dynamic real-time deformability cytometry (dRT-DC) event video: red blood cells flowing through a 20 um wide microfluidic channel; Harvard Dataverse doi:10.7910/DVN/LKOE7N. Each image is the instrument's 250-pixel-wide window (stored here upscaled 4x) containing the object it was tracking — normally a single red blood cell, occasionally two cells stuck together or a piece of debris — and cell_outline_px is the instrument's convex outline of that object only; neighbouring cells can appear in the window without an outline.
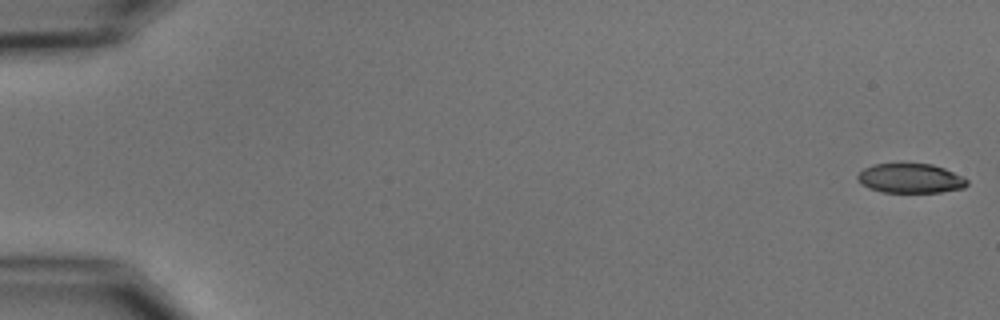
{"species": "common noctule bat (a hibernating species)", "species_latin": "Nyctalus noctula", "temperature_condition": "cold", "stored_images_in_passage": 55, "camera_frame_rate_fps": 3000, "um_per_image_px": 0.085, "animal": {"sex": "male", "body_mass_g": 15.6}, "frame": {"image": 1, "passage_image": 1, "time_ms": 0.0, "image_size_px": [1000, 320], "cell_outline_px": [[968, 184], [964, 188], [940, 192], [884, 192], [868, 188], [856, 176], [864, 168], [872, 164], [932, 164], [944, 168], [964, 176], [968, 180]], "centroid_in_image_um": [77.43, 15.16], "position_along_channel_um": 7.6, "area_um2": 18.73}}
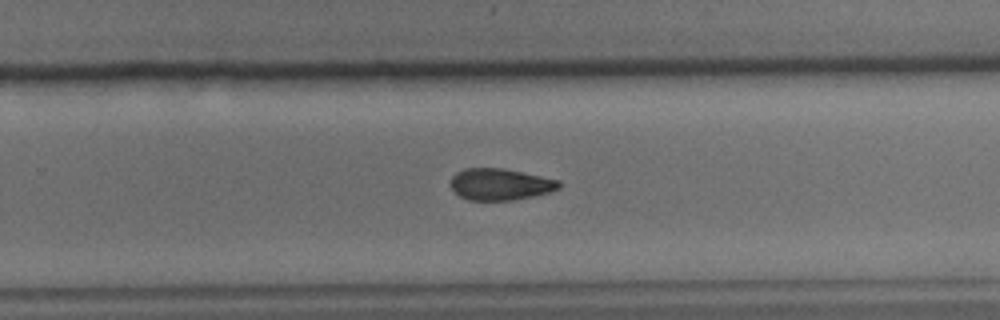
{"frame": {"image": 2, "passage_image": 36, "time_ms": 11.667, "image_size_px": [1000, 320], "cell_outline_px": [[560, 188], [548, 192], [532, 196], [512, 200], [468, 200], [460, 196], [448, 184], [452, 176], [456, 172], [464, 168], [500, 168], [560, 180]], "centroid_in_image_um": [42.47, 15.66], "position_along_channel_um": 287.3, "area_um2": 19.83}}
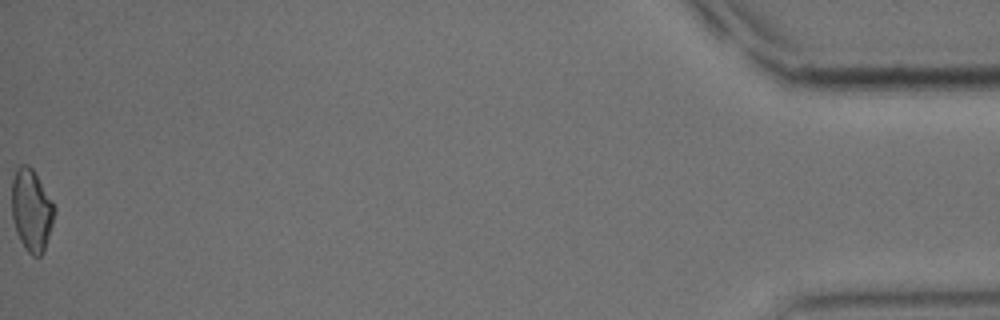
{"frame": {"image": 3, "passage_image": 55, "time_ms": 18.0, "image_size_px": [1000, 320], "cell_outline_px": [[56, 208], [52, 224], [44, 252], [40, 256], [32, 256], [24, 248], [16, 232], [12, 220], [12, 176], [16, 168], [20, 164], [28, 164], [32, 168], [52, 200]], "centroid_in_image_um": [2.66, 17.86], "position_along_channel_um": 432.5, "area_um2": 20.58}, "authors_computed_cell_mechanics": {"area_um2": 20.5768, "velocity_mm_per_s": 3.729, "shape_relaxation_time_tau1_ms": 5.1407, "shape_relaxation_time_tau2_ms": 4.342, "deformation_change_tau1": 0.1315, "deformation_change_tau2": 0.1019}}